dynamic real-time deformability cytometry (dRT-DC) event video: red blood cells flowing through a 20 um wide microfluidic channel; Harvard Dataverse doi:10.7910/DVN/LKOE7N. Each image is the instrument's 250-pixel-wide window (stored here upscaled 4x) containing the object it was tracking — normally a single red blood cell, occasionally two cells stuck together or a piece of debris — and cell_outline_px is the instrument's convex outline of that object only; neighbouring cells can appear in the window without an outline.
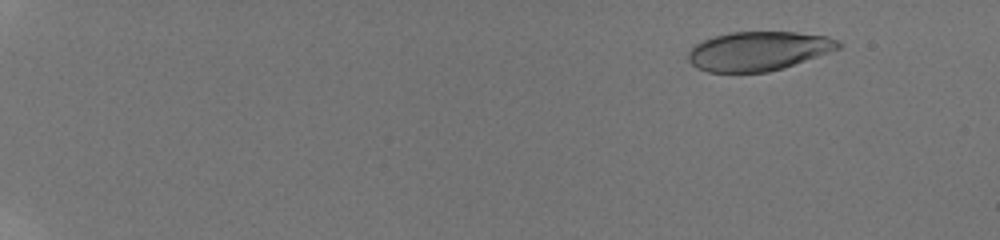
{"species": "human", "species_latin": "Homo sapiens", "temperature_condition": "room temperature", "stored_images_in_passage": 44, "camera_frame_rate_fps": 3000, "um_per_image_px": 0.085, "donor": {"sex": "male"}, "frame": {"image": 1, "passage_image": 4, "time_ms": 2.333, "image_size_px": [1000, 240], "cell_outline_px": [[840, 48], [784, 68], [768, 72], [708, 72], [696, 68], [688, 60], [688, 52], [696, 44], [704, 40], [728, 32], [796, 32], [828, 36], [840, 40]], "centroid_in_image_um": [64.47, 4.34], "position_along_channel_um": 20.5, "area_um2": 34.22}}
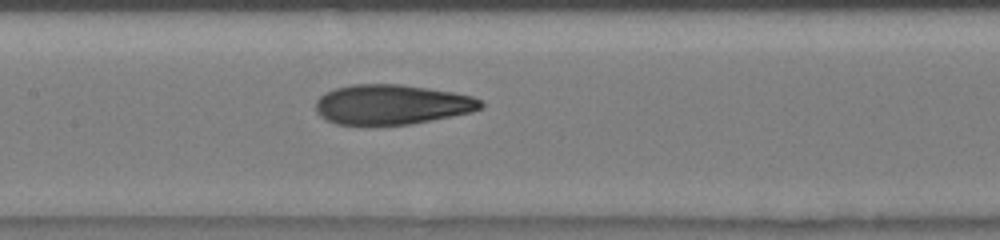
{"frame": {"image": 2, "passage_image": 18, "time_ms": 10.667, "image_size_px": [1000, 240], "cell_outline_px": [[484, 108], [472, 112], [412, 124], [364, 128], [336, 124], [320, 116], [316, 112], [316, 100], [324, 92], [336, 88], [352, 84], [400, 84], [428, 88], [452, 92], [472, 96], [480, 100], [484, 104]], "centroid_in_image_um": [33.26, 8.92], "position_along_channel_um": 174.1, "area_um2": 39.42}}
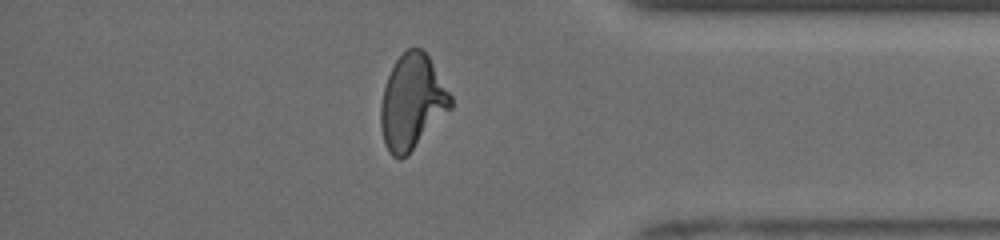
{"frame": {"image": 3, "passage_image": 37, "time_ms": 16.667, "image_size_px": [1000, 240], "cell_outline_px": [[452, 108], [408, 156], [400, 160], [392, 156], [388, 152], [384, 144], [380, 124], [380, 108], [384, 88], [388, 76], [396, 60], [408, 48], [420, 48], [428, 56], [452, 96]], "centroid_in_image_um": [35.02, 8.74], "position_along_channel_um": 400.2, "area_um2": 38.67}, "authors_computed_cell_mechanics": {"area_um2": 37.7145, "velocity_mm_per_s": 3.9705, "shape_relaxation_time_tau1_ms": 6.0223, "shape_relaxation_time_tau2_ms": 1.262, "deformation_change_tau1": 0.1987, "deformation_change_tau2": 0.0807}}